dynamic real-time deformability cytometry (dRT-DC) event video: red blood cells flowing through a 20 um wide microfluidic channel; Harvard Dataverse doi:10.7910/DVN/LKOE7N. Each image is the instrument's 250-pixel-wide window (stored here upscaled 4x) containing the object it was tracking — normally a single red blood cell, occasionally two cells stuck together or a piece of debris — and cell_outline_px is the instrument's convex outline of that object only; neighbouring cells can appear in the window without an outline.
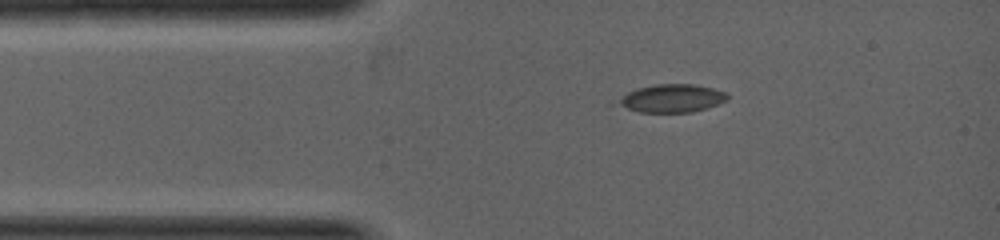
{"species": "common noctule bat (a hibernating species)", "species_latin": "Nyctalus noctula", "temperature_condition": "warm", "stored_images_in_passage": 2, "camera_frame_rate_fps": 5000, "um_per_image_px": 0.085, "animal": {"sex": "female", "body_mass_g": 19.0, "forearm_length_mm": 53.3}, "frame": {"image": 1, "passage_image": 2, "time_ms": 1.2, "image_size_px": [1000, 240], "cell_outline_px": [[728, 100], [708, 108], [692, 112], [640, 112], [608, 104], [628, 92], [636, 88], [656, 84], [696, 84], [712, 88], [724, 92], [728, 96]], "centroid_in_image_um": [57.01, 8.36], "position_along_channel_um": 28.0, "area_um2": 18.26}}